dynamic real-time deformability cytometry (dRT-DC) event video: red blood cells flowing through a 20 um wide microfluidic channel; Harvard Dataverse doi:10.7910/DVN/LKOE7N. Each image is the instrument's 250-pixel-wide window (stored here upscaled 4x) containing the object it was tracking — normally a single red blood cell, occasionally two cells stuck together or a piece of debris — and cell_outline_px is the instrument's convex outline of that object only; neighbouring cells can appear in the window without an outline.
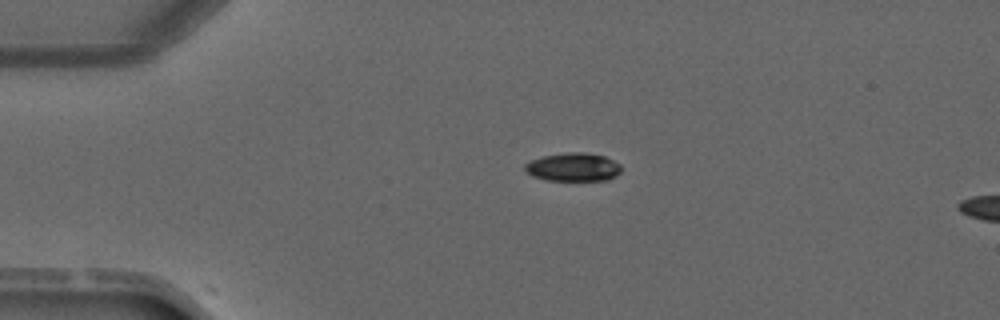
{"species": "common noctule bat (a hibernating species)", "species_latin": "Nyctalus noctula", "temperature_condition": "warm", "stored_images_in_passage": 2, "camera_frame_rate_fps": 3000, "um_per_image_px": 0.085, "animal": {"sex": "male", "forearm_length_mm": 52.5}, "frame": {"image": 1, "passage_image": 1, "time_ms": 0.0, "image_size_px": [1000, 320], "cell_outline_px": [[620, 172], [616, 176], [608, 180], [544, 180], [532, 176], [524, 168], [524, 164], [532, 160], [544, 156], [564, 152], [584, 152], [604, 156], [620, 164]], "centroid_in_image_um": [48.72, 14.2], "position_along_channel_um": 36.3, "area_um2": 15.9}}